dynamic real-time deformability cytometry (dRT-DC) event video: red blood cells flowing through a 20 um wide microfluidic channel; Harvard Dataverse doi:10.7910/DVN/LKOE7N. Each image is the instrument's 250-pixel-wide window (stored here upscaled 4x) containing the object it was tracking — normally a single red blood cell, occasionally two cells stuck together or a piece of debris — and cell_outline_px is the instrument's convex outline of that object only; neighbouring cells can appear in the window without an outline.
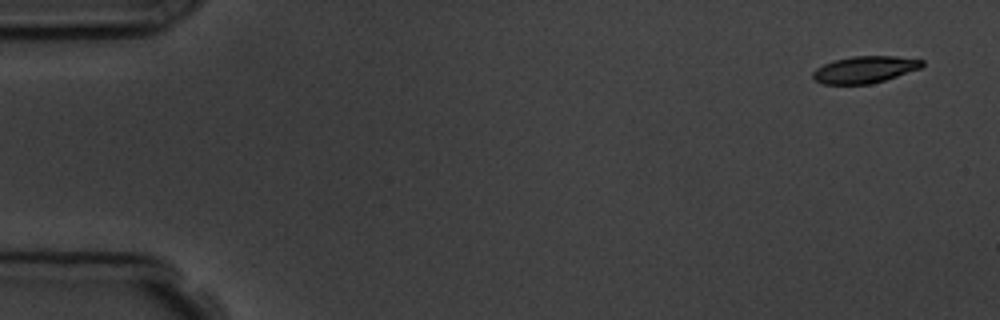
{"species": "common noctule bat (a hibernating species)", "species_latin": "Nyctalus noctula", "temperature_condition": "room temperature", "stored_images_in_passage": 4, "camera_frame_rate_fps": 3000, "um_per_image_px": 0.085, "animal": {"sex": "male", "body_mass_g": 19.5, "forearm_length_mm": 54.6}, "frame": {"image": 1, "passage_image": 1, "time_ms": 0.0, "image_size_px": [1000, 320], "cell_outline_px": [[924, 64], [920, 68], [872, 84], [824, 84], [816, 80], [812, 76], [812, 72], [816, 68], [824, 64], [836, 60], [852, 56], [896, 56], [924, 60]], "centroid_in_image_um": [73.5, 5.91], "position_along_channel_um": 11.5, "area_um2": 16.94}}
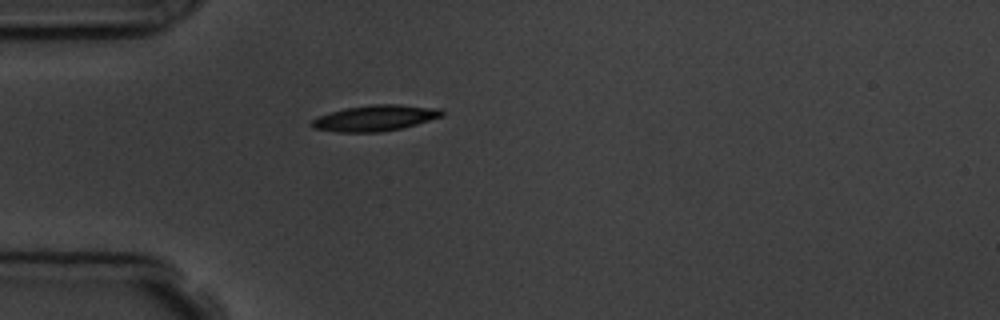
{"frame": {"image": 2, "passage_image": 4, "time_ms": 4.333, "image_size_px": [1000, 320], "cell_outline_px": [[444, 116], [416, 124], [400, 128], [380, 132], [336, 132], [312, 128], [308, 124], [312, 120], [320, 116], [344, 108], [372, 104], [400, 104], [440, 108], [444, 112]], "centroid_in_image_um": [31.89, 10.03], "position_along_channel_um": 53.1, "area_um2": 19.71}}